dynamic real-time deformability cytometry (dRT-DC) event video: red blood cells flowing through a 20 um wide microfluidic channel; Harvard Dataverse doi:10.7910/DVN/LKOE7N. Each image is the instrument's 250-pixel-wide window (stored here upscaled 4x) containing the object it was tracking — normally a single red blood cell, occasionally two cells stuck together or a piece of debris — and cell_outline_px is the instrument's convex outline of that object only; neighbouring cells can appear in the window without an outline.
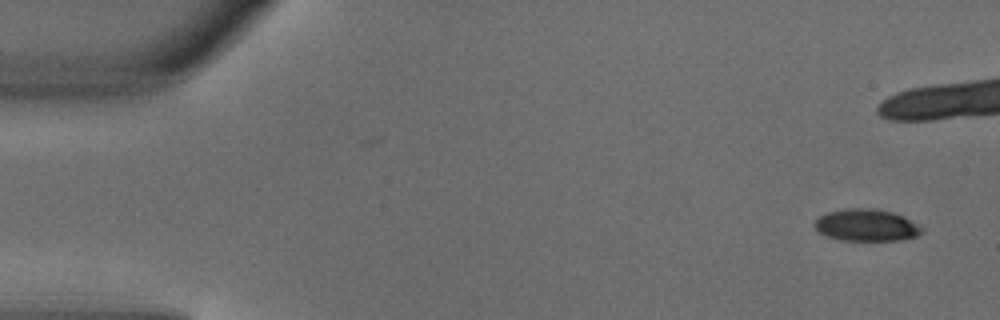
{"species": "common noctule bat (a hibernating species)", "species_latin": "Nyctalus noctula", "temperature_condition": "warm", "stored_images_in_passage": 2, "camera_frame_rate_fps": 3000, "um_per_image_px": 0.085, "animal": {"sex": "male", "body_mass_g": 18.8}, "frame": {"image": 1, "passage_image": 2, "time_ms": 0.333, "image_size_px": [1000, 320], "cell_outline_px": [[924, 232], [916, 236], [900, 240], [840, 240], [824, 236], [812, 224], [820, 216], [828, 212], [848, 208], [876, 208], [892, 212], [904, 216], [920, 224], [924, 228]], "centroid_in_image_um": [73.68, 19.13], "position_along_channel_um": 11.3, "area_um2": 20.23}}